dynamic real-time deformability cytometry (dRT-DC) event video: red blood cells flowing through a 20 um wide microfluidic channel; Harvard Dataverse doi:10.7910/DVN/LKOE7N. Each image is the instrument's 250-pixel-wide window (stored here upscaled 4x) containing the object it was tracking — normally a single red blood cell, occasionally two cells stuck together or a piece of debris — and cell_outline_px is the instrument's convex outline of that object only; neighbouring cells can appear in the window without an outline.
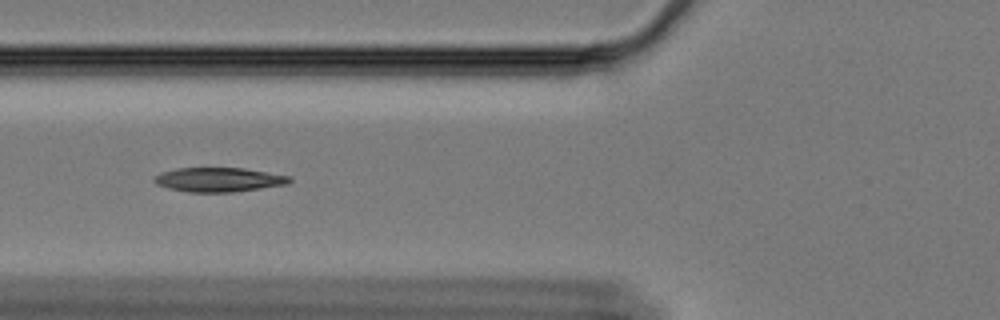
{"species": "Egyptian fruit bat (a non-hibernating species)", "species_latin": "Rousettus aegyptiacus", "temperature_condition": "cold", "stored_images_in_passage": 16, "camera_frame_rate_fps": 3000, "um_per_image_px": 0.085, "animal": {"sex": "female"}, "frame": {"image": 1, "passage_image": 10, "time_ms": 3.0, "image_size_px": [1000, 320], "cell_outline_px": [[292, 180], [288, 184], [232, 192], [188, 192], [168, 188], [156, 184], [152, 180], [160, 172], [176, 168], [244, 168], [292, 176]], "centroid_in_image_um": [18.59, 15.27], "position_along_channel_um": 107.2, "area_um2": 19.19}}